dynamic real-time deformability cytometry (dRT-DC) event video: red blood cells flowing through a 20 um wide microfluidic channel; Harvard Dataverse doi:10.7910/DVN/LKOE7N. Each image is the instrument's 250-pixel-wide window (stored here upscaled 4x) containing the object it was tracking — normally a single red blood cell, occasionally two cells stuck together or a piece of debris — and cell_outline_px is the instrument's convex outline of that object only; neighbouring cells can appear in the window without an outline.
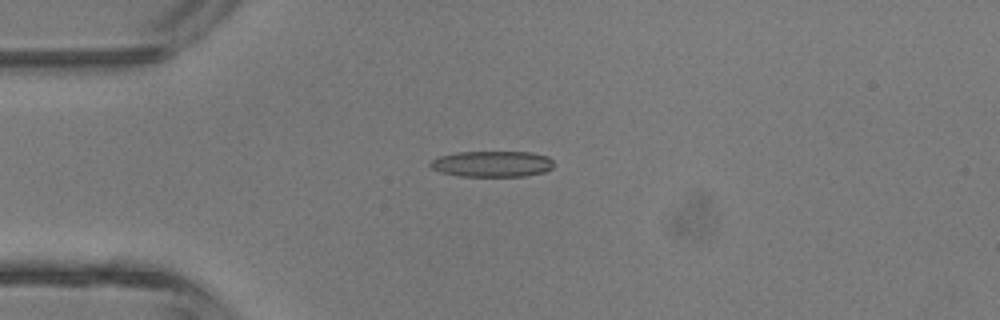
{"species": "common noctule bat (a hibernating species)", "species_latin": "Nyctalus noctula", "temperature_condition": "room temperature", "stored_images_in_passage": 5, "camera_frame_rate_fps": 3000, "um_per_image_px": 0.085, "animal": {"sex": "male", "body_mass_g": 13.3}, "frame": {"image": 1, "passage_image": 4, "time_ms": 3.667, "image_size_px": [1000, 320], "cell_outline_px": [[552, 168], [544, 172], [524, 176], [460, 176], [440, 172], [432, 168], [428, 164], [432, 160], [440, 156], [456, 152], [532, 152], [548, 156], [552, 160]], "centroid_in_image_um": [41.83, 13.93], "position_along_channel_um": 43.2, "area_um2": 18.67}}